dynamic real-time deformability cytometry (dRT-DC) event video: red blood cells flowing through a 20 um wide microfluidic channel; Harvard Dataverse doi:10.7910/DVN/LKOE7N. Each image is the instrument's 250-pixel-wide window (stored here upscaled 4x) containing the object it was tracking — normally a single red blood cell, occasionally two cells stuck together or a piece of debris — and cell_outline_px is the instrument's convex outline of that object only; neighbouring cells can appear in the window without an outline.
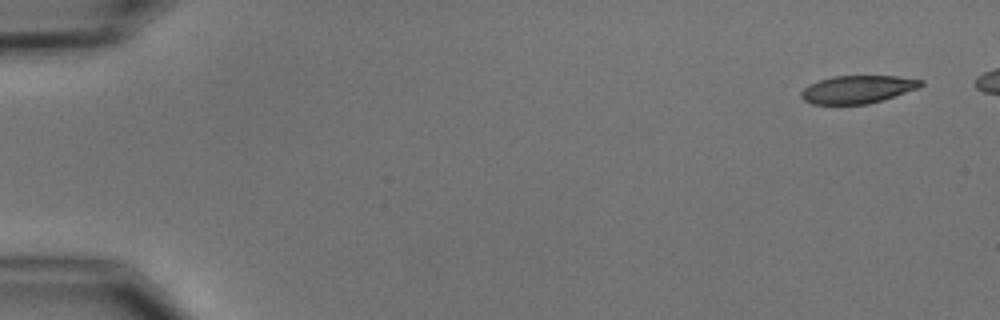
{"species": "common noctule bat (a hibernating species)", "species_latin": "Nyctalus noctula", "temperature_condition": "cold", "stored_images_in_passage": 4, "camera_frame_rate_fps": 3000, "um_per_image_px": 0.085, "animal": {"sex": "male", "body_mass_g": 15.6}, "frame": {"image": 1, "passage_image": 1, "time_ms": 0.0, "image_size_px": [1000, 320], "cell_outline_px": [[924, 84], [920, 88], [884, 100], [868, 104], [812, 104], [804, 100], [800, 96], [800, 92], [808, 84], [832, 76], [896, 76], [924, 80]], "centroid_in_image_um": [72.92, 7.6], "position_along_channel_um": 12.1, "area_um2": 19.65}}